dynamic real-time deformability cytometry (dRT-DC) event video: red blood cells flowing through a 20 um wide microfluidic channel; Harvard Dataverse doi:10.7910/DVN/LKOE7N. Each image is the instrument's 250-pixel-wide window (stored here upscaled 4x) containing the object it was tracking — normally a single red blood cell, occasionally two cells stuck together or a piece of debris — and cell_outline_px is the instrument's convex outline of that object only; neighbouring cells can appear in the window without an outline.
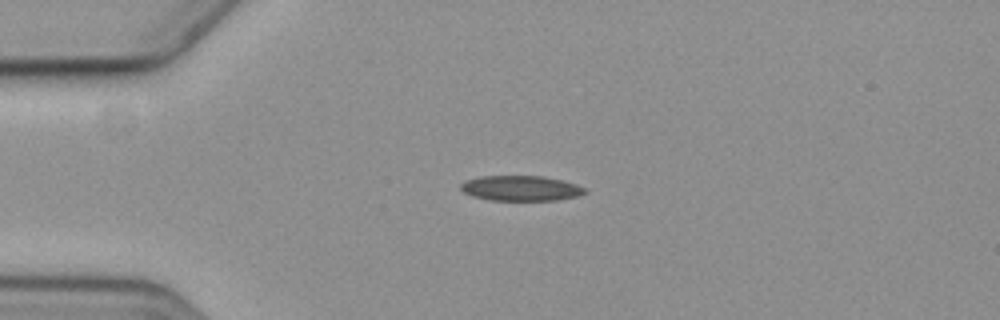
{"species": "common noctule bat (a hibernating species)", "species_latin": "Nyctalus noctula", "temperature_condition": "cold", "stored_images_in_passage": 4, "camera_frame_rate_fps": 3000, "um_per_image_px": 0.085, "animal": {"sex": "female", "body_mass_g": 19.3, "forearm_length_mm": 54.1}, "frame": {"image": 1, "passage_image": 4, "time_ms": 3.667, "image_size_px": [1000, 320], "cell_outline_px": [[588, 192], [576, 196], [556, 200], [488, 200], [472, 196], [464, 192], [460, 188], [460, 184], [464, 180], [480, 176], [544, 176], [576, 184], [584, 188]], "centroid_in_image_um": [44.22, 16.0], "position_along_channel_um": 40.8, "area_um2": 18.21}}